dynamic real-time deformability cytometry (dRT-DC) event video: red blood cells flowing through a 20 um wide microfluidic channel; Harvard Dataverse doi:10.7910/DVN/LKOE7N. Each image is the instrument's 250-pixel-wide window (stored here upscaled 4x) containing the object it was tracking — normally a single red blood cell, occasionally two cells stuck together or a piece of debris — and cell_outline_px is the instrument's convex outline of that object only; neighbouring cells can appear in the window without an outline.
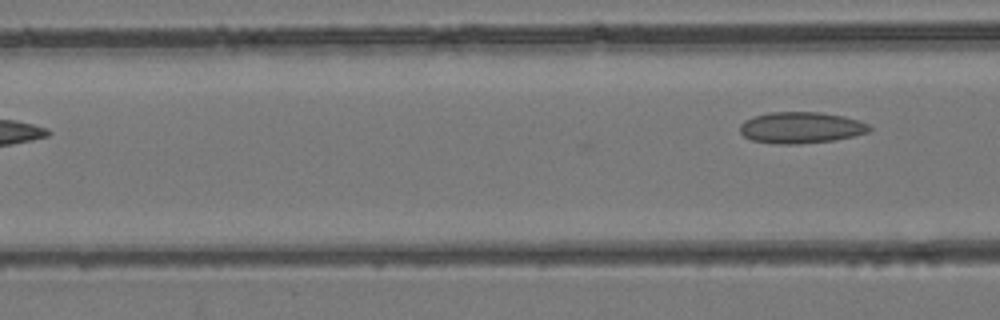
{"species": "common noctule bat (a hibernating species)", "species_latin": "Nyctalus noctula", "temperature_condition": "room temperature", "stored_images_in_passage": 3, "camera_frame_rate_fps": 3000, "um_per_image_px": 0.085, "animal": {"sex": "female", "body_mass_g": 24.6, "forearm_length_mm": 56.2}, "frame": {"image": 1, "passage_image": 3, "time_ms": 0.667, "image_size_px": [1000, 320], "cell_outline_px": [[872, 128], [868, 132], [836, 140], [800, 144], [772, 144], [752, 140], [744, 136], [740, 132], [740, 124], [744, 120], [752, 116], [768, 112], [820, 112], [844, 116], [860, 120], [868, 124]], "centroid_in_image_um": [68.06, 10.85], "position_along_channel_um": 98.5, "area_um2": 23.93}}